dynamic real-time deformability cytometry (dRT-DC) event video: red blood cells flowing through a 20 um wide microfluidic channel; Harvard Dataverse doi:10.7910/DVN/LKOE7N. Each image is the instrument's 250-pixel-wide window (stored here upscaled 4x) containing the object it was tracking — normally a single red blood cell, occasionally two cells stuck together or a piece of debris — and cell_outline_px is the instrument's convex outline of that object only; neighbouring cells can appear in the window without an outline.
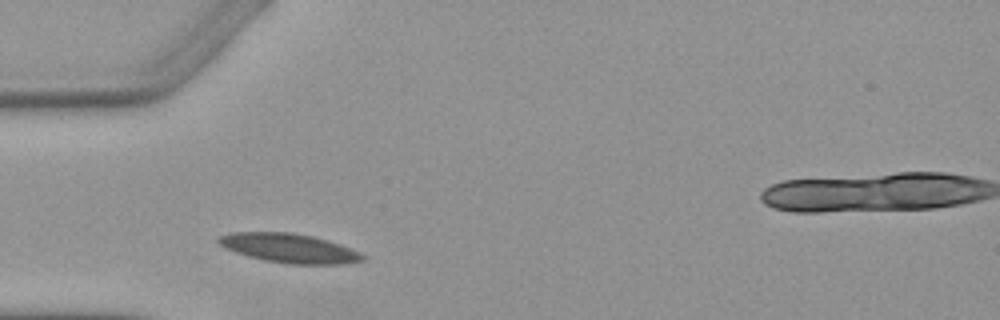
{"species": "Egyptian fruit bat (a non-hibernating species)", "species_latin": "Rousettus aegyptiacus", "temperature_condition": "warm", "stored_images_in_passage": 3, "camera_frame_rate_fps": 3000, "um_per_image_px": 0.085, "animal": {"sex": "female"}, "frame": {"image": 1, "passage_image": 2, "time_ms": 1.333, "image_size_px": [1000, 320], "cell_outline_px": [[364, 260], [344, 264], [288, 264], [264, 260], [248, 256], [224, 248], [216, 240], [220, 236], [232, 232], [292, 232], [312, 236], [328, 240], [340, 244], [360, 252], [364, 256]], "centroid_in_image_um": [24.58, 21.09], "position_along_channel_um": 60.4, "area_um2": 24.51}}